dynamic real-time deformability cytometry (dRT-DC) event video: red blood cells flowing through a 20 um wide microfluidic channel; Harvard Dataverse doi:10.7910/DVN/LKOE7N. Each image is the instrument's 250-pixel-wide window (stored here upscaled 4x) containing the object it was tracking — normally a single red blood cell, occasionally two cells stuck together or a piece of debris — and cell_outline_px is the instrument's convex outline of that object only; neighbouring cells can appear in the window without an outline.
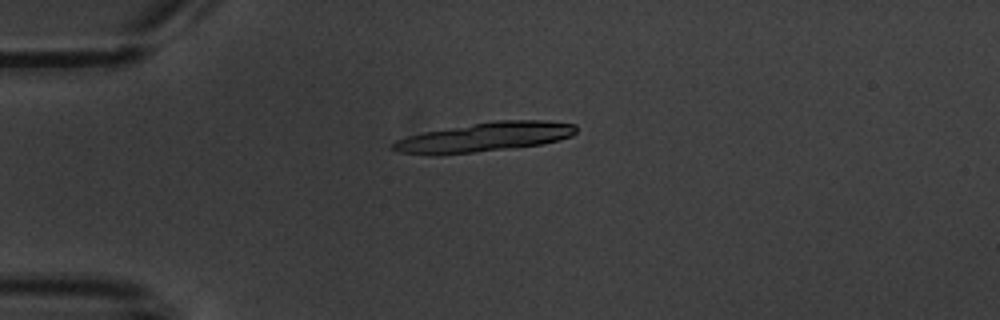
{"species": "common noctule bat (a hibernating species)", "species_latin": "Nyctalus noctula", "temperature_condition": "warm", "stored_images_in_passage": 3, "camera_frame_rate_fps": 3000, "um_per_image_px": 0.085, "animal": {"sex": "male", "body_mass_g": 20.1, "forearm_length_mm": 53.5}, "frame": {"image": 1, "passage_image": 1, "time_ms": 0.0, "image_size_px": [1000, 320], "cell_outline_px": [[576, 132], [572, 136], [560, 140], [540, 144], [440, 156], [428, 156], [396, 152], [388, 148], [396, 140], [408, 136], [424, 132], [496, 120], [548, 120], [576, 124]], "centroid_in_image_um": [41.13, 11.67], "position_along_channel_um": 43.9, "area_um2": 31.44}}